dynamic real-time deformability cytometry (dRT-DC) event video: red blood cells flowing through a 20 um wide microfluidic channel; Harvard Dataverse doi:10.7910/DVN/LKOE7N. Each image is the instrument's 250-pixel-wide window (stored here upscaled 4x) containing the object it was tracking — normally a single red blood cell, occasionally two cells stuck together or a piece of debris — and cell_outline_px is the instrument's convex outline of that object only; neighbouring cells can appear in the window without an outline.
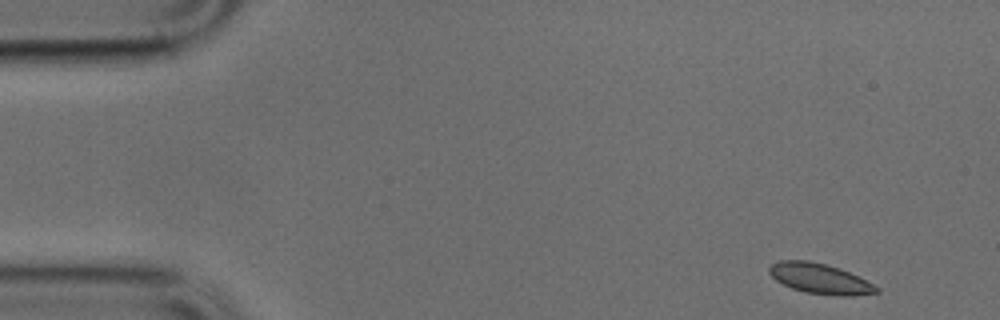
{"species": "common noctule bat (a hibernating species)", "species_latin": "Nyctalus noctula", "temperature_condition": "cold", "stored_images_in_passage": 48, "camera_frame_rate_fps": 3000, "um_per_image_px": 0.085, "animal": {"sex": "male", "body_mass_g": 17.9, "forearm_length_mm": 54.2}, "frame": {"image": 1, "passage_image": 1, "time_ms": 0.0, "image_size_px": [1000, 320], "cell_outline_px": [[880, 292], [852, 296], [840, 296], [804, 292], [792, 288], [776, 280], [768, 272], [768, 268], [772, 264], [780, 260], [808, 260], [824, 264], [848, 272], [880, 288]], "centroid_in_image_um": [69.67, 23.69], "position_along_channel_um": 15.3, "area_um2": 18.61}}
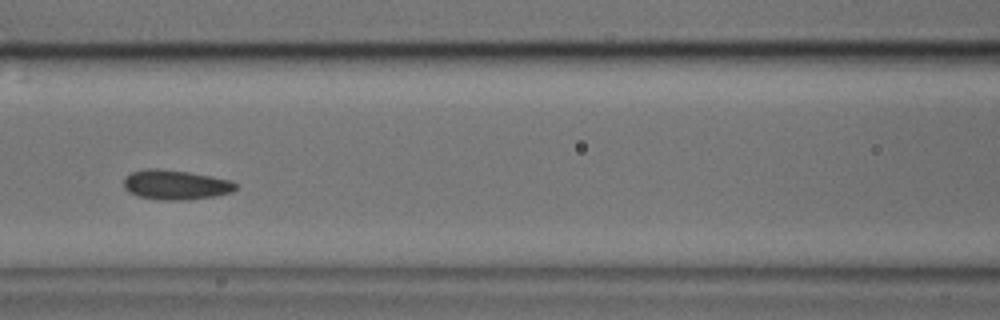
{"frame": {"image": 2, "passage_image": 19, "time_ms": 6.0, "image_size_px": [1000, 320], "cell_outline_px": [[236, 188], [232, 192], [216, 196], [184, 200], [160, 200], [140, 196], [128, 192], [124, 188], [124, 180], [132, 172], [148, 168], [160, 168], [188, 172], [212, 176], [232, 180], [236, 184]], "centroid_in_image_um": [14.95, 15.7], "position_along_channel_um": 151.7, "area_um2": 19.36}}
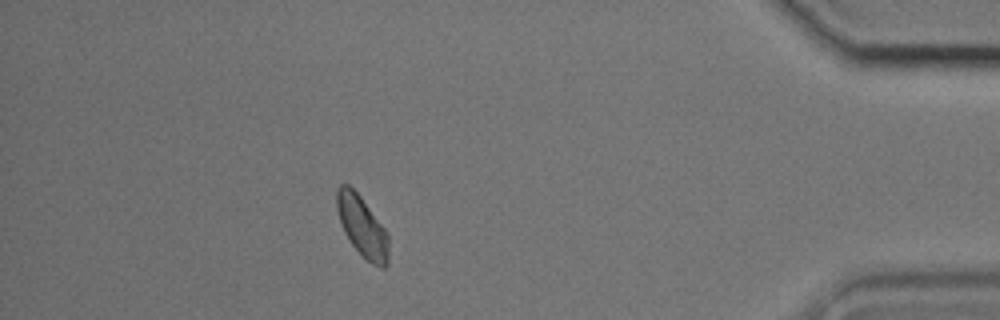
{"frame": {"image": 3, "passage_image": 42, "time_ms": 13.667, "image_size_px": [1000, 320], "cell_outline_px": [[388, 264], [384, 268], [380, 268], [372, 264], [348, 240], [344, 232], [336, 208], [336, 188], [340, 184], [348, 184], [360, 196], [384, 228], [388, 236]], "centroid_in_image_um": [30.77, 19.24], "position_along_channel_um": 404.4, "area_um2": 18.09}}